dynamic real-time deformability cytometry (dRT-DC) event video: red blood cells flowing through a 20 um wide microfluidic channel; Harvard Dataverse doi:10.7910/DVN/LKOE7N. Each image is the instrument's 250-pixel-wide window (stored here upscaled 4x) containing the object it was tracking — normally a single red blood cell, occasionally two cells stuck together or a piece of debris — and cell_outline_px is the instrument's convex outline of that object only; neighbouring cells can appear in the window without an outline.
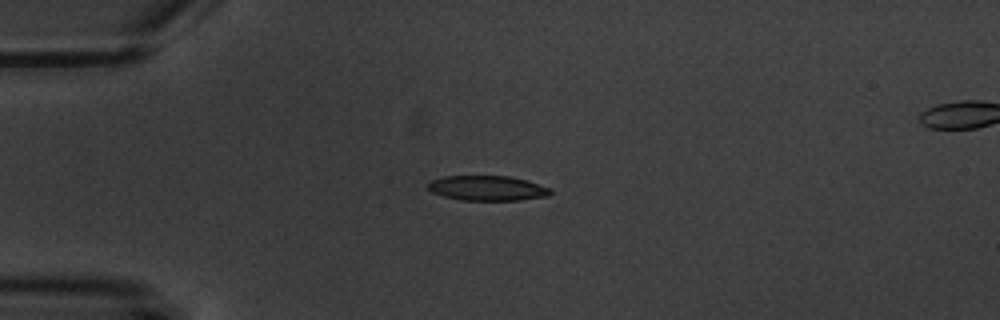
{"species": "common noctule bat (a hibernating species)", "species_latin": "Nyctalus noctula", "temperature_condition": "warm", "stored_images_in_passage": 12, "camera_frame_rate_fps": 3000, "um_per_image_px": 0.085, "animal": {"sex": "male", "body_mass_g": 20.1, "forearm_length_mm": 53.5}, "frame": {"image": 1, "passage_image": 3, "time_ms": 3.0, "image_size_px": [1000, 320], "cell_outline_px": [[552, 192], [548, 196], [520, 200], [460, 200], [444, 196], [432, 192], [428, 188], [428, 184], [432, 180], [444, 176], [508, 176], [528, 180], [552, 188]], "centroid_in_image_um": [41.47, 15.99], "position_along_channel_um": 43.5, "area_um2": 17.86}}
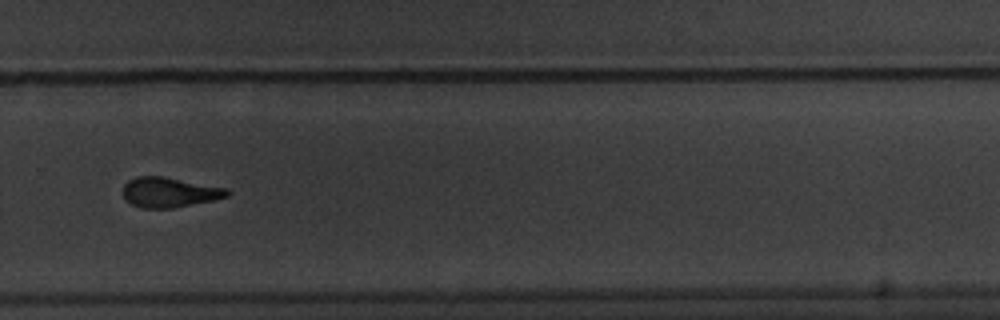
{"frame": {"image": 2, "passage_image": 10, "time_ms": 11.333, "image_size_px": [1000, 320], "cell_outline_px": [[232, 192], [228, 196], [212, 200], [172, 208], [140, 208], [132, 204], [124, 196], [124, 184], [128, 180], [136, 176], [164, 176], [228, 188]], "centroid_in_image_um": [14.42, 16.33], "position_along_channel_um": 315.4, "area_um2": 18.21}}
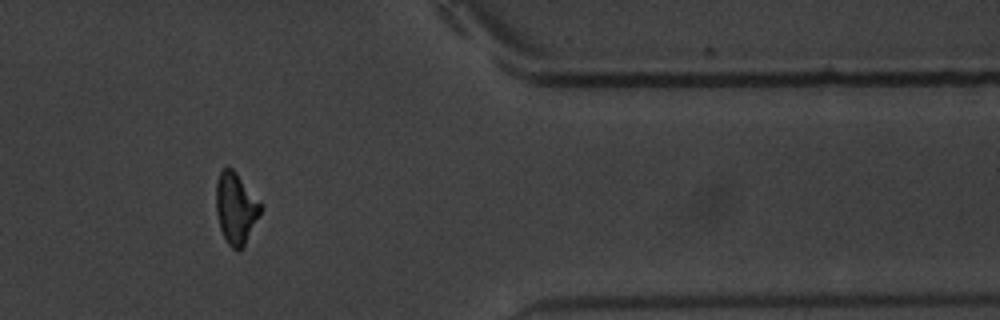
{"frame": {"image": 3, "passage_image": 12, "time_ms": 14.0, "image_size_px": [1000, 320], "cell_outline_px": [[260, 212], [244, 244], [236, 252], [228, 244], [220, 228], [216, 212], [216, 184], [220, 172], [224, 168], [232, 168], [236, 172], [260, 204]], "centroid_in_image_um": [19.99, 17.7], "position_along_channel_um": 391.4, "area_um2": 17.74}, "authors_computed_cell_mechanics": {"area_um2": 18.4093, "velocity_mm_per_s": 3.5562, "shape_relaxation_time_tau1_ms": 3.1242, "shape_relaxation_time_tau2_ms": 2.6681, "deformation_change_tau1": 0.1316, "deformation_change_tau2": 0.0988}}